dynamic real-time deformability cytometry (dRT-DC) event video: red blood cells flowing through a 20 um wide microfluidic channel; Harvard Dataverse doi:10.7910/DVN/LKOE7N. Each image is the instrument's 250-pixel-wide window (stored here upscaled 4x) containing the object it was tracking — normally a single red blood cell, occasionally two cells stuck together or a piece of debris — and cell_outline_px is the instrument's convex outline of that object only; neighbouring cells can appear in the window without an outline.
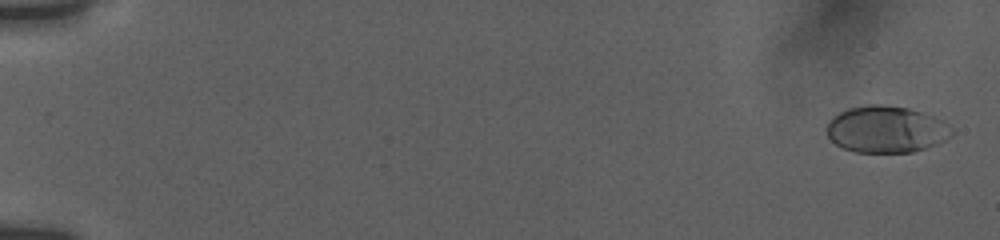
{"species": "human", "species_latin": "Homo sapiens", "temperature_condition": "room temperature", "stored_images_in_passage": 56, "camera_frame_rate_fps": 3000, "um_per_image_px": 0.085, "donor": {"sex": "female"}, "frame": {"image": 1, "passage_image": 2, "time_ms": 0.333, "image_size_px": [1000, 240], "cell_outline_px": [[956, 132], [952, 136], [936, 144], [912, 152], [856, 152], [844, 148], [836, 144], [828, 136], [824, 128], [840, 112], [848, 108], [868, 104], [880, 104], [908, 108], [944, 120]], "centroid_in_image_um": [75.35, 10.99], "position_along_channel_um": 9.6, "area_um2": 33.99}}
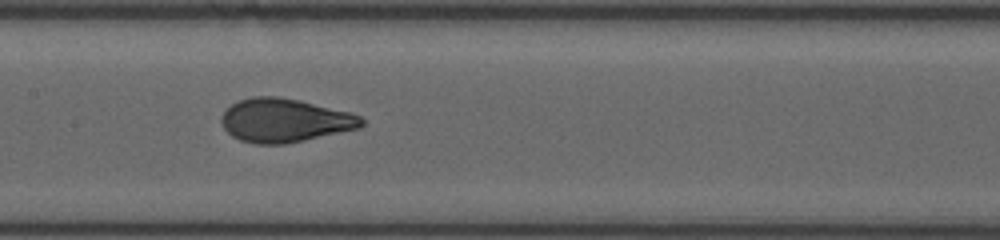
{"frame": {"image": 2, "passage_image": 30, "time_ms": 9.667, "image_size_px": [1000, 240], "cell_outline_px": [[364, 124], [360, 128], [304, 140], [284, 144], [256, 144], [240, 140], [232, 136], [224, 128], [220, 120], [224, 112], [232, 104], [240, 100], [252, 96], [280, 96], [300, 100], [352, 112], [360, 116], [364, 120]], "centroid_in_image_um": [24.22, 10.22], "position_along_channel_um": 183.2, "area_um2": 35.72}}
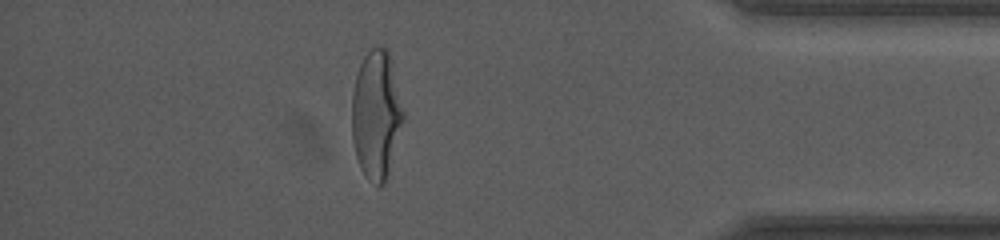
{"frame": {"image": 3, "passage_image": 50, "time_ms": 16.333, "image_size_px": [1000, 240], "cell_outline_px": [[404, 120], [384, 184], [376, 184], [368, 180], [364, 176], [360, 168], [356, 156], [352, 140], [352, 92], [356, 76], [360, 64], [364, 56], [376, 44], [388, 48], [404, 112]], "centroid_in_image_um": [31.97, 9.72], "position_along_channel_um": 403.2, "area_um2": 38.44}, "authors_computed_cell_mechanics": {"area_um2": 34.8245, "velocity_mm_per_s": 3.7574, "shape_relaxation_time_tau1_ms": 4.0702, "shape_relaxation_time_tau2_ms": null, "deformation_change_tau1": 0.2011, "deformation_change_tau2": null}}